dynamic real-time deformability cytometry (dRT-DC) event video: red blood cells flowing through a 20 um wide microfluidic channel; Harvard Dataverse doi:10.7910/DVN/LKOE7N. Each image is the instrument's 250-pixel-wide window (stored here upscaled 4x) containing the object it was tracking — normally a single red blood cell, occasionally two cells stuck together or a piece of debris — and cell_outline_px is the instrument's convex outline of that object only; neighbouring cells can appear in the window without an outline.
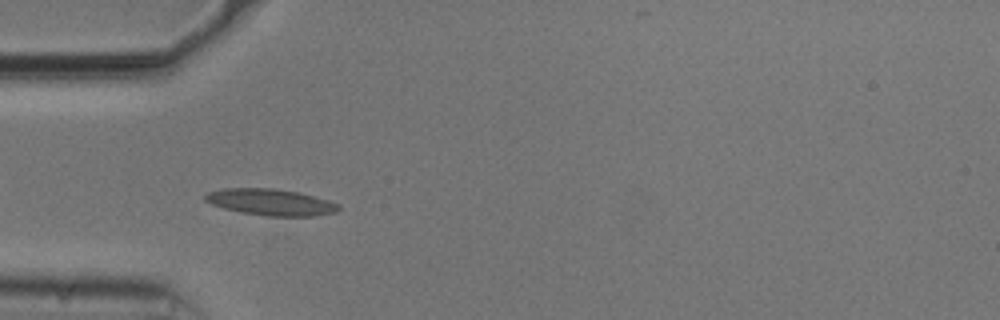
{"species": "common noctule bat (a hibernating species)", "species_latin": "Nyctalus noctula", "temperature_condition": "cold", "stored_images_in_passage": 36, "camera_frame_rate_fps": 3000, "um_per_image_px": 0.085, "animal": {"sex": "male", "body_mass_g": 20.5, "forearm_length_mm": 52.5}, "frame": {"image": 1, "passage_image": 3, "time_ms": 0.667, "image_size_px": [1000, 320], "cell_outline_px": [[340, 208], [336, 212], [312, 216], [268, 216], [240, 212], [224, 208], [212, 204], [204, 200], [204, 196], [208, 192], [224, 188], [272, 188], [300, 192], [328, 200], [340, 204]], "centroid_in_image_um": [23.02, 17.18], "position_along_channel_um": 62.0, "area_um2": 20.58}}
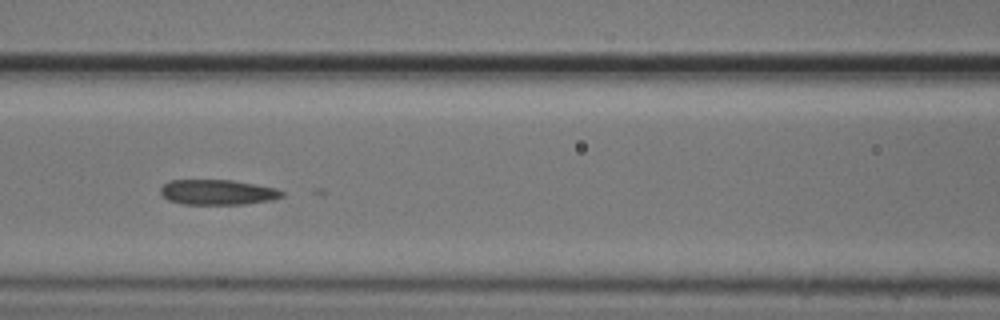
{"frame": {"image": 2, "passage_image": 10, "time_ms": 3.0, "image_size_px": [1000, 320], "cell_outline_px": [[284, 196], [272, 200], [244, 204], [180, 204], [168, 200], [160, 192], [160, 188], [168, 180], [232, 180], [256, 184], [276, 188], [284, 192]], "centroid_in_image_um": [18.5, 16.34], "position_along_channel_um": 148.1, "area_um2": 17.92}}
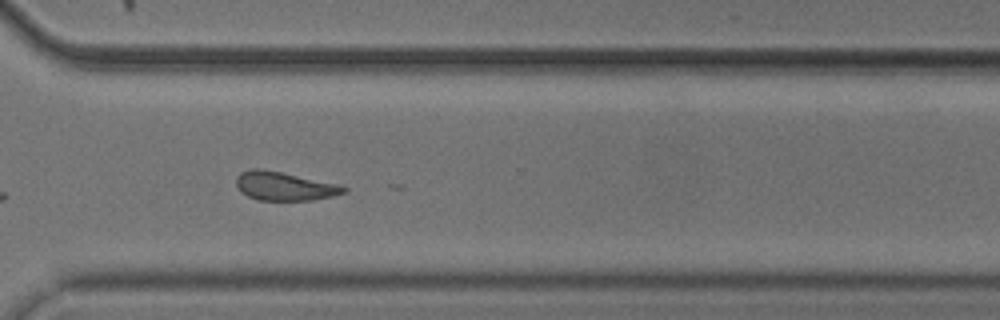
{"frame": {"image": 3, "passage_image": 26, "time_ms": 8.333, "image_size_px": [1000, 320], "cell_outline_px": [[348, 192], [332, 196], [312, 200], [260, 200], [248, 196], [240, 192], [236, 184], [236, 176], [240, 172], [252, 168], [260, 168], [340, 184], [348, 188]], "centroid_in_image_um": [24.18, 15.82], "position_along_channel_um": 346.4, "area_um2": 18.03}, "authors_computed_cell_mechanics": {"area_um2": 17.918, "velocity_mm_per_s": 3.722, "shape_relaxation_time_tau1_ms": null, "shape_relaxation_time_tau2_ms": 2.758, "deformation_change_tau1": null, "deformation_change_tau2": 0.104}}